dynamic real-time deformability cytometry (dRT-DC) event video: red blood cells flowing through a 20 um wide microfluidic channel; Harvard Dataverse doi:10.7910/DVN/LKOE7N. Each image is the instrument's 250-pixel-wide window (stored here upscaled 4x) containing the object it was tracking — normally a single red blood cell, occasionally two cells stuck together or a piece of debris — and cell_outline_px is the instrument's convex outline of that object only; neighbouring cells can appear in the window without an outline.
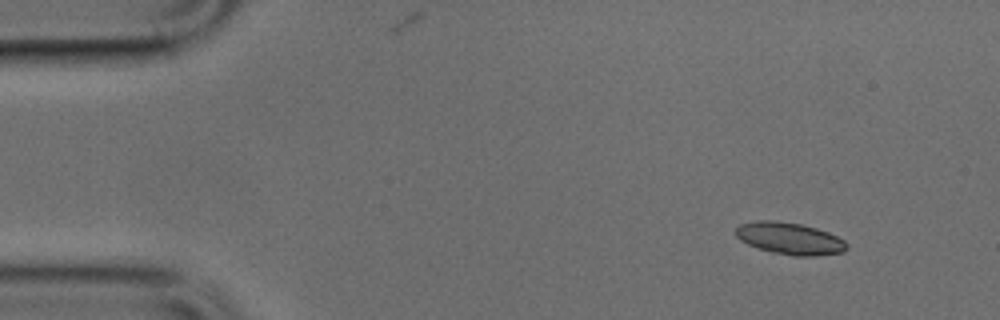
{"species": "common noctule bat (a hibernating species)", "species_latin": "Nyctalus noctula", "temperature_condition": "cold", "stored_images_in_passage": 8, "camera_frame_rate_fps": 3000, "um_per_image_px": 0.085, "animal": {"sex": "male", "body_mass_g": 17.9, "forearm_length_mm": 54.2}, "frame": {"image": 1, "passage_image": 1, "time_ms": 0.0, "image_size_px": [1000, 320], "cell_outline_px": [[848, 248], [844, 252], [816, 256], [792, 256], [772, 252], [756, 248], [740, 240], [736, 236], [736, 228], [740, 224], [756, 220], [776, 220], [800, 224], [816, 228], [828, 232], [844, 240], [848, 244]], "centroid_in_image_um": [67.13, 20.27], "position_along_channel_um": 17.9, "area_um2": 20.87}}